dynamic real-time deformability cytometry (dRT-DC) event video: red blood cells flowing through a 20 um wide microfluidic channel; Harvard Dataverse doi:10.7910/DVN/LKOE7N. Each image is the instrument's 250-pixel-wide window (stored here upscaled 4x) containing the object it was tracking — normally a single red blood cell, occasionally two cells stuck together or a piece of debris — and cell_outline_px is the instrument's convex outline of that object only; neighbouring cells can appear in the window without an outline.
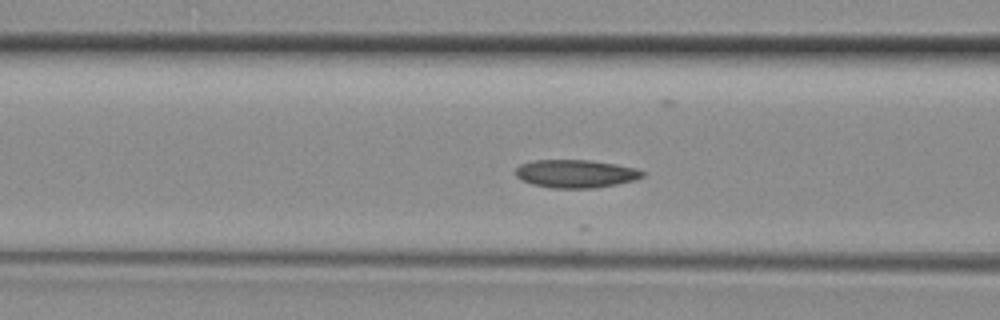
{"species": "common noctule bat (a hibernating species)", "species_latin": "Nyctalus noctula", "temperature_condition": "room temperature", "stored_images_in_passage": 9, "camera_frame_rate_fps": 3000, "um_per_image_px": 0.085, "animal": {"sex": "female", "body_mass_g": 29.2, "forearm_length_mm": 56.3}, "frame": {"image": 1, "passage_image": 3, "time_ms": 0.667, "image_size_px": [1000, 320], "cell_outline_px": [[644, 176], [636, 180], [596, 188], [552, 188], [532, 184], [516, 176], [516, 168], [520, 164], [536, 160], [588, 160], [616, 164], [636, 168], [644, 172]], "centroid_in_image_um": [48.96, 14.76], "position_along_channel_um": 117.6, "area_um2": 20.69}}
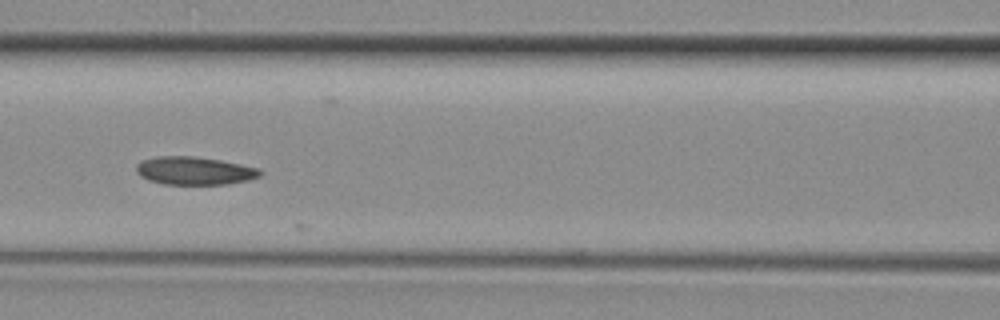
{"frame": {"image": 2, "passage_image": 5, "time_ms": 1.333, "image_size_px": [1000, 320], "cell_outline_px": [[264, 172], [260, 176], [248, 180], [228, 184], [164, 184], [148, 180], [140, 176], [136, 172], [136, 164], [140, 160], [156, 156], [192, 156], [220, 160], [260, 168]], "centroid_in_image_um": [16.52, 14.51], "position_along_channel_um": 150.1, "area_um2": 20.4}}
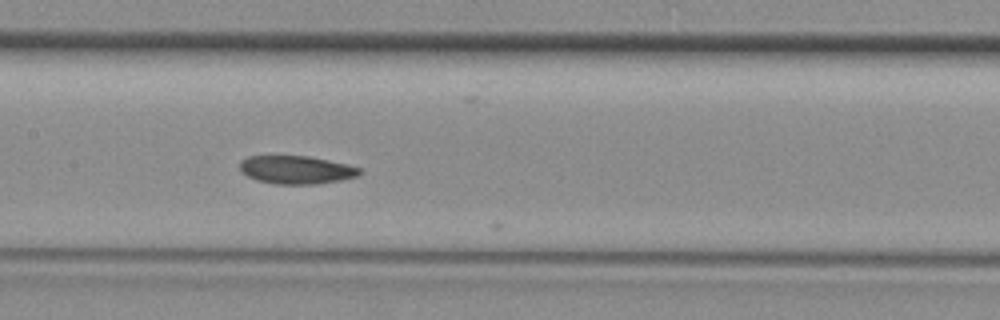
{"frame": {"image": 3, "passage_image": 7, "time_ms": 2.0, "image_size_px": [1000, 320], "cell_outline_px": [[360, 176], [320, 184], [276, 184], [256, 180], [240, 172], [240, 160], [248, 156], [308, 156], [348, 164], [360, 168]], "centroid_in_image_um": [25.18, 14.44], "position_along_channel_um": 182.2, "area_um2": 19.77}}